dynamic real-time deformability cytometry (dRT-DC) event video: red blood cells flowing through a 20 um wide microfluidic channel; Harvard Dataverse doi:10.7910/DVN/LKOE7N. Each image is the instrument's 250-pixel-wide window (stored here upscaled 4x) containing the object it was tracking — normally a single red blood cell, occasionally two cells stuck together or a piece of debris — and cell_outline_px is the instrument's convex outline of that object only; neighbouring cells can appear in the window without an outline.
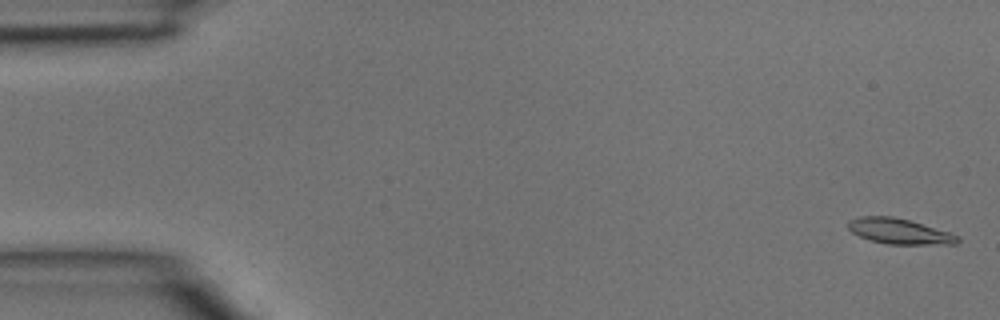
{"species": "common noctule bat (a hibernating species)", "species_latin": "Nyctalus noctula", "temperature_condition": "room temperature", "stored_images_in_passage": 5, "camera_frame_rate_fps": 3000, "um_per_image_px": 0.085, "animal": {"sex": "male", "body_mass_g": 15.6}, "frame": {"image": 1, "passage_image": 1, "time_ms": 0.0, "image_size_px": [1000, 320], "cell_outline_px": [[960, 240], [956, 244], [888, 244], [872, 240], [860, 236], [852, 232], [848, 228], [848, 220], [860, 216], [892, 216], [908, 220], [948, 232], [960, 236]], "centroid_in_image_um": [76.43, 19.66], "position_along_channel_um": 8.6, "area_um2": 16.01}}